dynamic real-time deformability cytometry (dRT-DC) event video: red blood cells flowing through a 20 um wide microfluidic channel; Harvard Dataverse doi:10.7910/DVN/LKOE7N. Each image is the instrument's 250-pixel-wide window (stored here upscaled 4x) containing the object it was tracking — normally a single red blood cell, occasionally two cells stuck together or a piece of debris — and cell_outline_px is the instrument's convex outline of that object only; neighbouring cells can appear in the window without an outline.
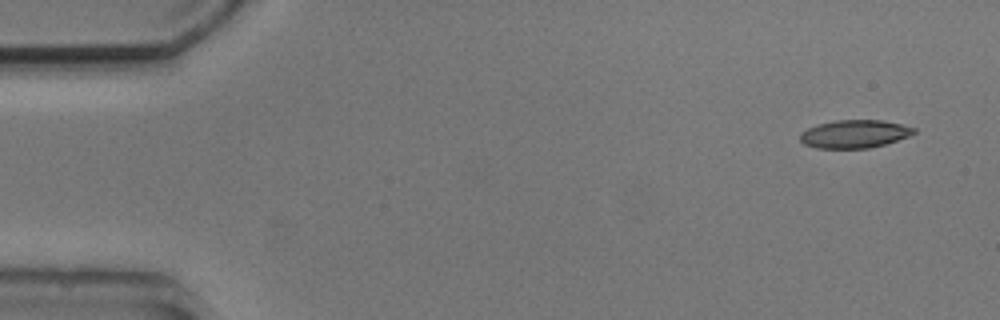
{"species": "common noctule bat (a hibernating species)", "species_latin": "Nyctalus noctula", "temperature_condition": "cold", "stored_images_in_passage": 3, "camera_frame_rate_fps": 3000, "um_per_image_px": 0.085, "animal": {"sex": "male", "body_mass_g": 20.5, "forearm_length_mm": 52.5}, "frame": {"image": 1, "passage_image": 1, "time_ms": 0.0, "image_size_px": [1000, 320], "cell_outline_px": [[916, 132], [908, 136], [884, 144], [868, 148], [816, 148], [804, 144], [800, 140], [800, 132], [816, 124], [836, 120], [884, 120], [916, 128]], "centroid_in_image_um": [72.6, 11.38], "position_along_channel_um": 12.4, "area_um2": 18.55}}